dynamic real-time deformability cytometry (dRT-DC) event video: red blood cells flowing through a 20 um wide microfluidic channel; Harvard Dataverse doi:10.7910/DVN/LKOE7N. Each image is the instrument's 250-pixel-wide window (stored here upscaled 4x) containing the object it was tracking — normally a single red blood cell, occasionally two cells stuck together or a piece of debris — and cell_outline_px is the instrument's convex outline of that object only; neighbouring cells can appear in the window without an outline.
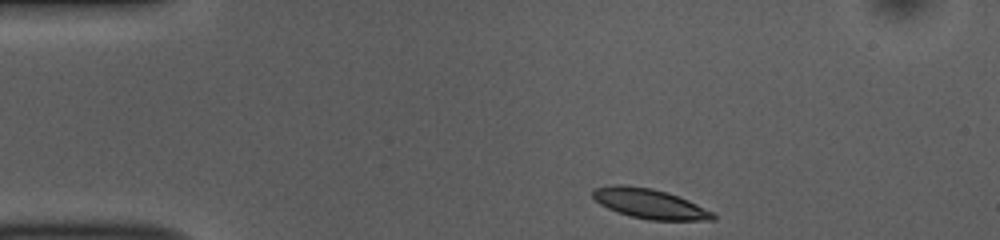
{"species": "common noctule bat (a hibernating species)", "species_latin": "Nyctalus noctula", "temperature_condition": "room temperature", "stored_images_in_passage": 45, "camera_frame_rate_fps": 3000, "um_per_image_px": 0.085, "animal": {"sex": "female", "body_mass_g": 10.0, "forearm_length_mm": 53.1}, "frame": {"image": 1, "passage_image": 1, "time_ms": 0.0, "image_size_px": [1000, 240], "cell_outline_px": [[716, 220], [648, 220], [628, 216], [616, 212], [600, 204], [592, 196], [592, 192], [596, 188], [616, 184], [624, 184], [652, 188], [668, 192], [688, 200], [712, 212], [716, 216]], "centroid_in_image_um": [55.2, 17.31], "position_along_channel_um": 29.8, "area_um2": 20.92}}
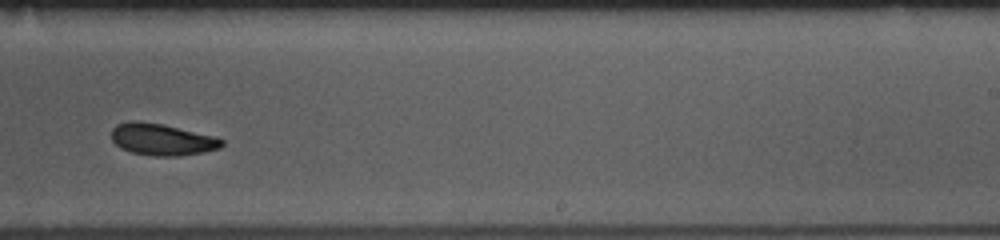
{"frame": {"image": 2, "passage_image": 25, "time_ms": 8.0, "image_size_px": [1000, 240], "cell_outline_px": [[224, 144], [220, 148], [204, 152], [180, 156], [152, 156], [132, 152], [120, 148], [112, 140], [112, 128], [116, 124], [128, 120], [136, 120], [160, 124], [212, 136], [224, 140]], "centroid_in_image_um": [13.73, 11.86], "position_along_channel_um": 275.3, "area_um2": 20.29}}
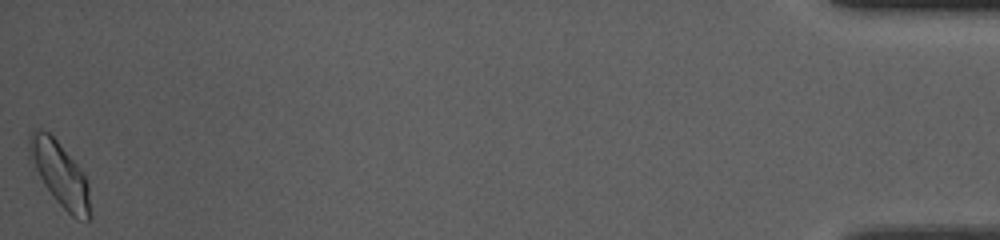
{"frame": {"image": 3, "passage_image": 45, "time_ms": 14.667, "image_size_px": [1000, 240], "cell_outline_px": [[92, 216], [88, 220], [76, 220], [56, 200], [28, 164], [28, 132], [32, 128], [40, 128], [48, 132], [56, 140], [80, 168], [88, 184]], "centroid_in_image_um": [5.03, 14.77], "position_along_channel_um": 430.2, "area_um2": 23.35}, "authors_computed_cell_mechanics": {"area_um2": 20.519, "velocity_mm_per_s": 3.7358, "shape_relaxation_time_tau1_ms": 5.1048, "shape_relaxation_time_tau2_ms": 5.9566, "deformation_change_tau1": 0.1236, "deformation_change_tau2": 0.1003}}